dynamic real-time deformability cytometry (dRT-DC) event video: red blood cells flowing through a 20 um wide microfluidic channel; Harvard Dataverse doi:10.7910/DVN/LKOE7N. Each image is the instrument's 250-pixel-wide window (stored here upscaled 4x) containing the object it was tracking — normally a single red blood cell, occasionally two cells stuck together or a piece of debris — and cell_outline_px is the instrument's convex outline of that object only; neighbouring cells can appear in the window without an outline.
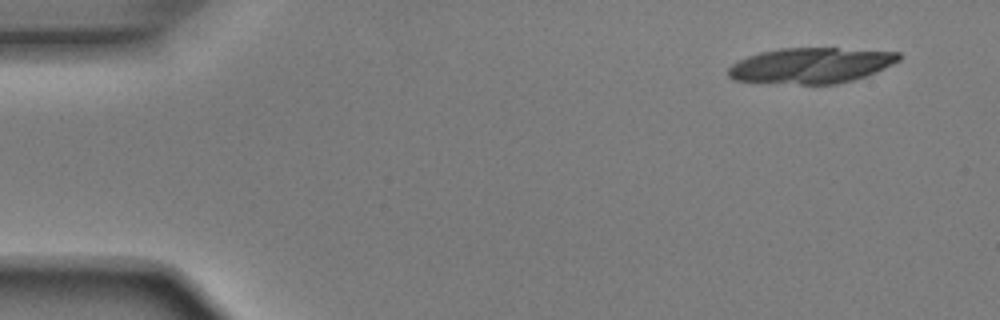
{"species": "Egyptian fruit bat (a non-hibernating species)", "species_latin": "Rousettus aegyptiacus", "temperature_condition": "room temperature", "stored_images_in_passage": 18, "camera_frame_rate_fps": 3000, "um_per_image_px": 0.085, "animal": {"sex": "male"}, "frame": {"image": 1, "passage_image": 4, "time_ms": 1.0, "image_size_px": [1000, 320], "cell_outline_px": [[900, 60], [876, 72], [852, 80], [836, 84], [800, 84], [732, 80], [728, 76], [728, 68], [732, 64], [748, 56], [760, 52], [780, 48], [836, 48], [900, 52]], "centroid_in_image_um": [68.93, 5.56], "position_along_channel_um": 16.1, "area_um2": 35.2}}